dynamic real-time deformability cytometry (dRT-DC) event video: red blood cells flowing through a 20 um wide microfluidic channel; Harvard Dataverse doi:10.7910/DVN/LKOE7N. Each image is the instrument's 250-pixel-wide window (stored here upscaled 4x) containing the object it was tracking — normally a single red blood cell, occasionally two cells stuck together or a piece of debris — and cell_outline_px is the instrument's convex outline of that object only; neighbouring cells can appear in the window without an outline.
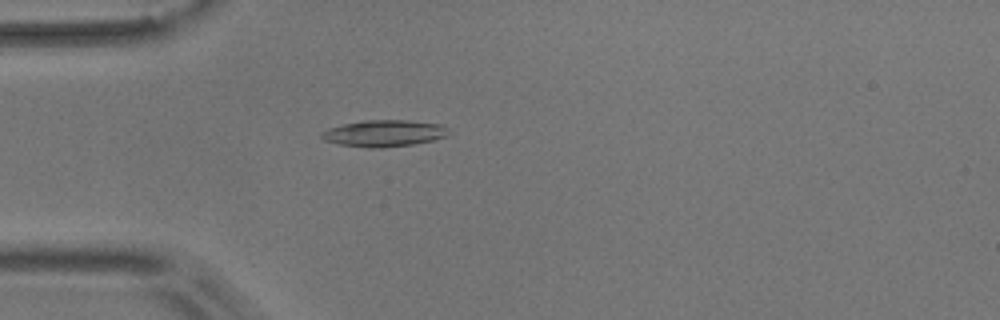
{"species": "common noctule bat (a hibernating species)", "species_latin": "Nyctalus noctula", "temperature_condition": "room temperature", "stored_images_in_passage": 28, "camera_frame_rate_fps": 3000, "um_per_image_px": 0.085, "animal": {"sex": "male", "body_mass_g": 17.9}, "frame": {"image": 1, "passage_image": 1, "time_ms": 0.0, "image_size_px": [1000, 320], "cell_outline_px": [[448, 136], [432, 140], [412, 144], [380, 148], [368, 148], [340, 144], [324, 140], [320, 136], [320, 132], [328, 128], [344, 124], [364, 120], [408, 120], [440, 124], [444, 128]], "centroid_in_image_um": [32.58, 11.33], "position_along_channel_um": 52.4, "area_um2": 19.48}}
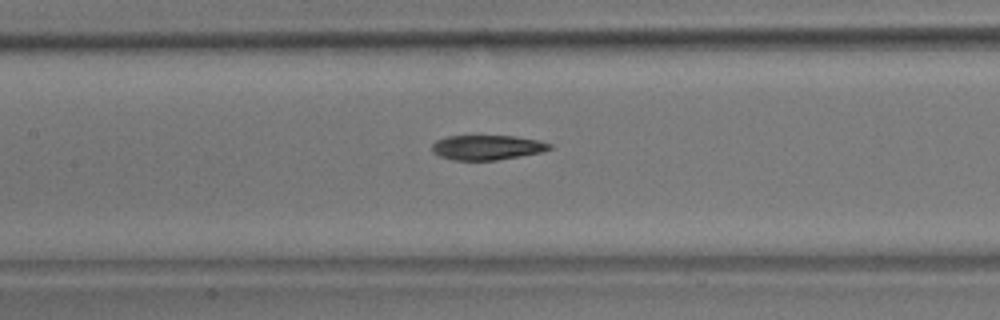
{"frame": {"image": 2, "passage_image": 11, "time_ms": 3.333, "image_size_px": [1000, 320], "cell_outline_px": [[552, 148], [540, 152], [520, 156], [496, 160], [452, 160], [440, 156], [432, 152], [432, 144], [436, 140], [448, 136], [516, 136], [540, 140], [552, 144]], "centroid_in_image_um": [41.4, 12.53], "position_along_channel_um": 166.0, "area_um2": 16.99}}
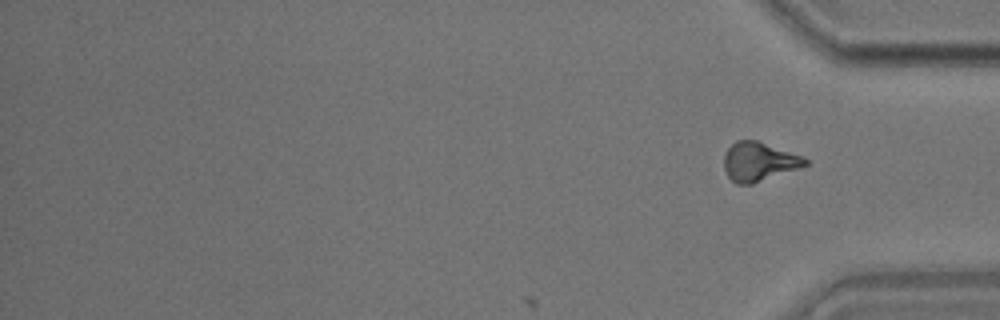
{"frame": {"image": 3, "passage_image": 28, "time_ms": 9.0, "image_size_px": [1000, 320], "cell_outline_px": [[808, 164], [752, 184], [736, 184], [728, 176], [724, 168], [724, 152], [736, 140], [756, 140], [800, 156], [808, 160]], "centroid_in_image_um": [64.44, 13.74], "position_along_channel_um": 370.8, "area_um2": 17.98}, "authors_computed_cell_mechanics": {"area_um2": 18.207, "velocity_mm_per_s": 3.6373, "shape_relaxation_time_tau1_ms": 6.8753, "shape_relaxation_time_tau2_ms": 5.2742, "deformation_change_tau1": 0.1726, "deformation_change_tau2": 0.1377}}